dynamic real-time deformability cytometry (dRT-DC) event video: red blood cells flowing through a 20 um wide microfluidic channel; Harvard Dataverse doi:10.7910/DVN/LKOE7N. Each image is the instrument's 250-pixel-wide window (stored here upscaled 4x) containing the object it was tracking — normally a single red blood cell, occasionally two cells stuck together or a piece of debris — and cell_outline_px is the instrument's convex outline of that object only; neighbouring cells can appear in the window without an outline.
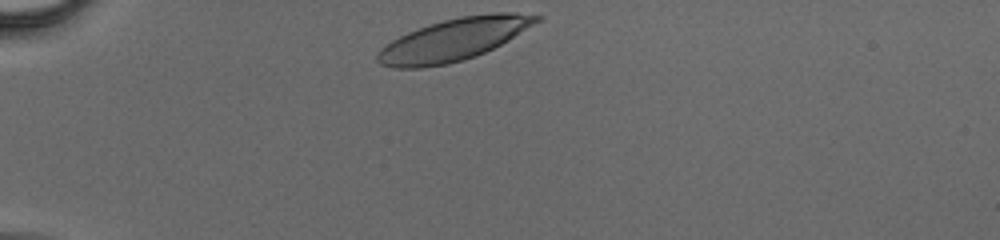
{"species": "human", "species_latin": "Homo sapiens", "temperature_condition": "cold", "stored_images_in_passage": 29, "camera_frame_rate_fps": 3000, "um_per_image_px": 0.085, "donor": {"sex": "male"}, "frame": {"image": 1, "passage_image": 1, "time_ms": 0.0, "image_size_px": [1000, 240], "cell_outline_px": [[544, 16], [540, 20], [508, 40], [476, 56], [464, 60], [448, 64], [420, 68], [392, 68], [380, 64], [376, 60], [376, 56], [380, 48], [392, 40], [408, 32], [444, 20], [464, 16], [496, 12], [516, 12]], "centroid_in_image_um": [38.55, 3.38], "position_along_channel_um": 46.5, "area_um2": 38.73}}
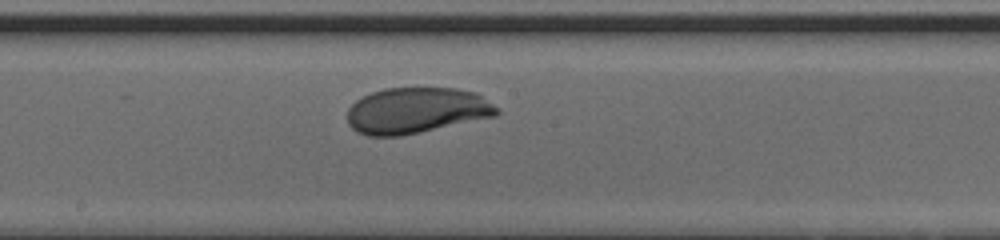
{"frame": {"image": 2, "passage_image": 15, "time_ms": 4.667, "image_size_px": [1000, 240], "cell_outline_px": [[500, 112], [496, 116], [420, 132], [400, 136], [368, 136], [356, 132], [348, 124], [348, 108], [356, 100], [372, 92], [384, 88], [456, 88], [476, 92], [500, 108]], "centroid_in_image_um": [35.41, 9.39], "position_along_channel_um": 212.8, "area_um2": 40.17}}
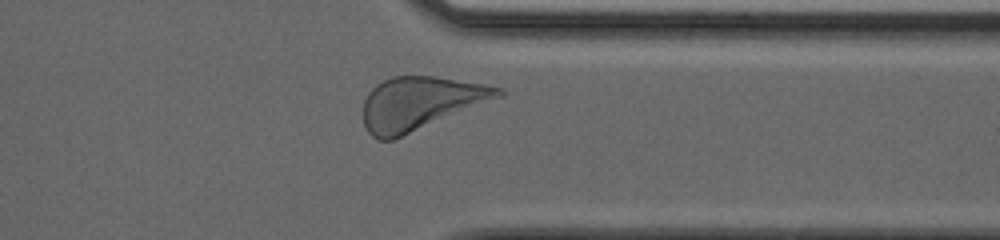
{"frame": {"image": 3, "passage_image": 26, "time_ms": 8.333, "image_size_px": [1000, 240], "cell_outline_px": [[504, 96], [392, 140], [380, 140], [372, 136], [368, 132], [364, 124], [364, 100], [368, 92], [376, 84], [392, 76], [432, 76], [484, 84], [504, 88]], "centroid_in_image_um": [35.73, 8.77], "position_along_channel_um": 375.7, "area_um2": 41.62}}